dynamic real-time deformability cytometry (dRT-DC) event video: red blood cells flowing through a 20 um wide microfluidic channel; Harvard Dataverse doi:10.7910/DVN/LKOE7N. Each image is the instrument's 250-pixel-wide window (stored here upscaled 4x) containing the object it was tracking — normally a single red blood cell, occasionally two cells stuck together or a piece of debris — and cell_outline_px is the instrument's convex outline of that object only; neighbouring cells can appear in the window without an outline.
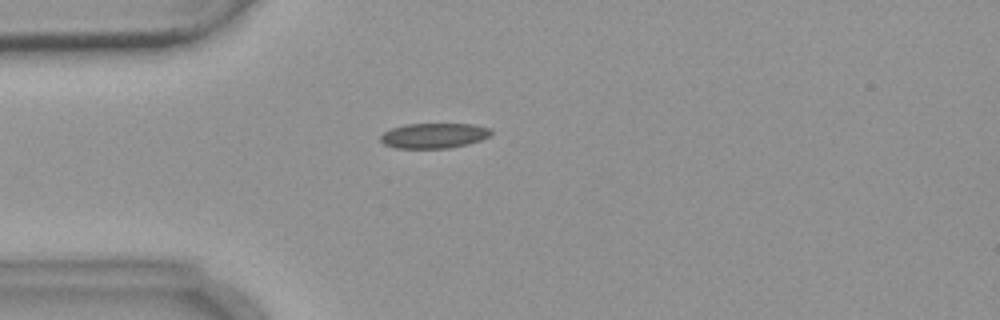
{"species": "common noctule bat (a hibernating species)", "species_latin": "Nyctalus noctula", "temperature_condition": "warm", "stored_images_in_passage": 2, "camera_frame_rate_fps": 3000, "um_per_image_px": 0.085, "animal": {"sex": "female", "body_mass_g": 18.4}, "frame": {"image": 1, "passage_image": 2, "time_ms": 1.333, "image_size_px": [1000, 320], "cell_outline_px": [[492, 136], [468, 144], [448, 148], [396, 148], [384, 144], [380, 140], [380, 136], [384, 132], [392, 128], [408, 124], [472, 124], [492, 128]], "centroid_in_image_um": [36.92, 11.53], "position_along_channel_um": 48.1, "area_um2": 16.24}}